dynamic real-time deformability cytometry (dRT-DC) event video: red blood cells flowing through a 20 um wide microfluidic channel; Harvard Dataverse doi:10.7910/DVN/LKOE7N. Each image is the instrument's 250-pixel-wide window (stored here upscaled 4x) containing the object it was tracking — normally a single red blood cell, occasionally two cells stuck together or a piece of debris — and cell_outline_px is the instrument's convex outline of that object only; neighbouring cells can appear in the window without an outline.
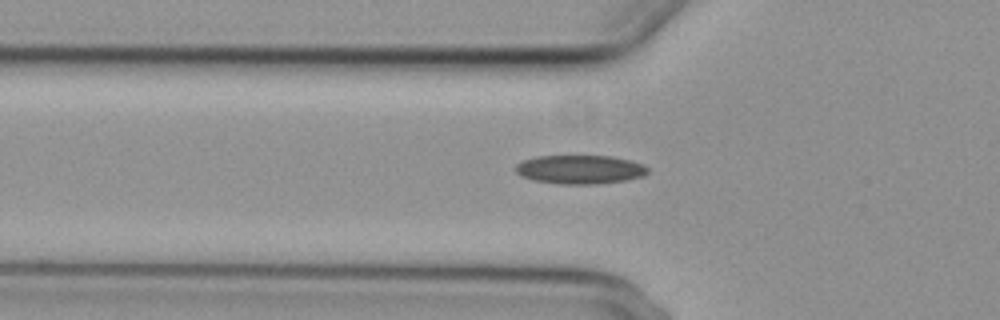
{"species": "common noctule bat (a hibernating species)", "species_latin": "Nyctalus noctula", "temperature_condition": "cold", "stored_images_in_passage": 8, "camera_frame_rate_fps": 3000, "um_per_image_px": 0.085, "animal": {"sex": "female", "body_mass_g": 29.2, "forearm_length_mm": 56.3}, "frame": {"image": 1, "passage_image": 6, "time_ms": 1.667, "image_size_px": [1000, 320], "cell_outline_px": [[648, 172], [644, 176], [628, 180], [596, 184], [560, 184], [532, 180], [520, 176], [516, 172], [516, 164], [524, 160], [536, 156], [612, 156], [644, 164], [648, 168]], "centroid_in_image_um": [49.3, 14.41], "position_along_channel_um": 76.5, "area_um2": 22.31}}